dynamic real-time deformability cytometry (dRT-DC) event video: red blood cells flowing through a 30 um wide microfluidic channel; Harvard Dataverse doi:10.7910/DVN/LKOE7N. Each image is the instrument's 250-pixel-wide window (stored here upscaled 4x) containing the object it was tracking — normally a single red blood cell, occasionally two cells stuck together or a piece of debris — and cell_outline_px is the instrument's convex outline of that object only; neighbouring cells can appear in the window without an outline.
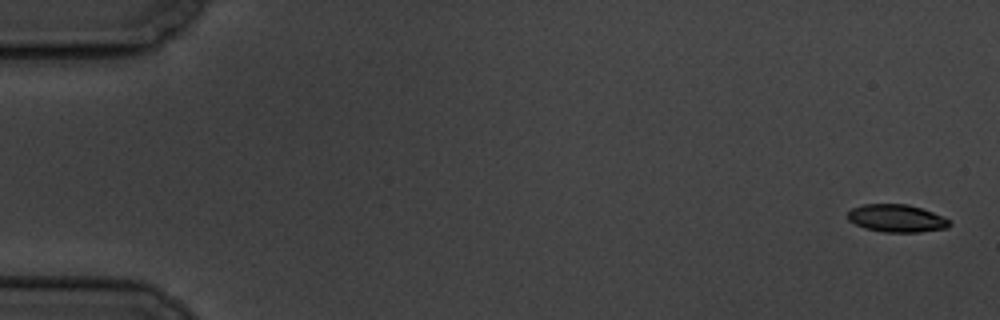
{"species": "common noctule bat (a hibernating species)", "species_latin": "Nyctalus noctula", "temperature_condition": "cold", "stored_images_in_passage": 7, "camera_frame_rate_fps": 3000, "um_per_image_px": 0.085, "animal": {"sex": "male", "body_mass_g": 19.5, "forearm_length_mm": 54.6}, "frame": {"image": 1, "passage_image": 1, "time_ms": 0.0, "image_size_px": [1000, 320], "cell_outline_px": [[952, 224], [948, 228], [920, 232], [884, 232], [864, 228], [848, 220], [848, 212], [852, 208], [864, 204], [908, 204], [944, 216]], "centroid_in_image_um": [76.23, 18.56], "position_along_channel_um": 8.8, "area_um2": 16.42}}
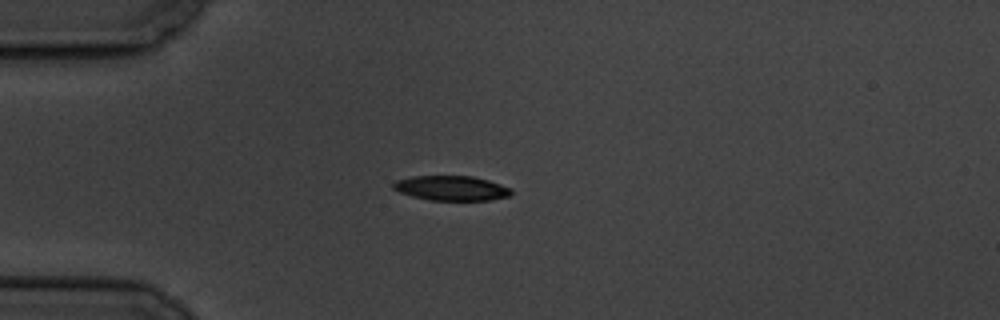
{"frame": {"image": 2, "passage_image": 5, "time_ms": 4.667, "image_size_px": [1000, 320], "cell_outline_px": [[512, 196], [488, 200], [432, 200], [412, 196], [400, 192], [392, 188], [392, 184], [396, 180], [412, 176], [472, 176], [488, 180], [512, 188]], "centroid_in_image_um": [38.39, 15.99], "position_along_channel_um": 46.6, "area_um2": 17.05}}
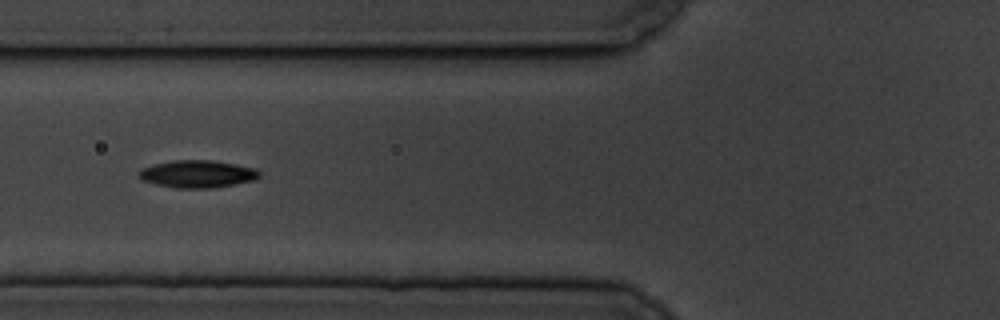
{"frame": {"image": 3, "passage_image": 7, "time_ms": 7.0, "image_size_px": [1000, 320], "cell_outline_px": [[260, 176], [252, 180], [212, 188], [176, 188], [156, 184], [144, 180], [140, 176], [140, 168], [152, 164], [172, 160], [212, 160], [236, 164], [256, 168], [260, 172]], "centroid_in_image_um": [16.78, 14.77], "position_along_channel_um": 109.0, "area_um2": 19.13}}